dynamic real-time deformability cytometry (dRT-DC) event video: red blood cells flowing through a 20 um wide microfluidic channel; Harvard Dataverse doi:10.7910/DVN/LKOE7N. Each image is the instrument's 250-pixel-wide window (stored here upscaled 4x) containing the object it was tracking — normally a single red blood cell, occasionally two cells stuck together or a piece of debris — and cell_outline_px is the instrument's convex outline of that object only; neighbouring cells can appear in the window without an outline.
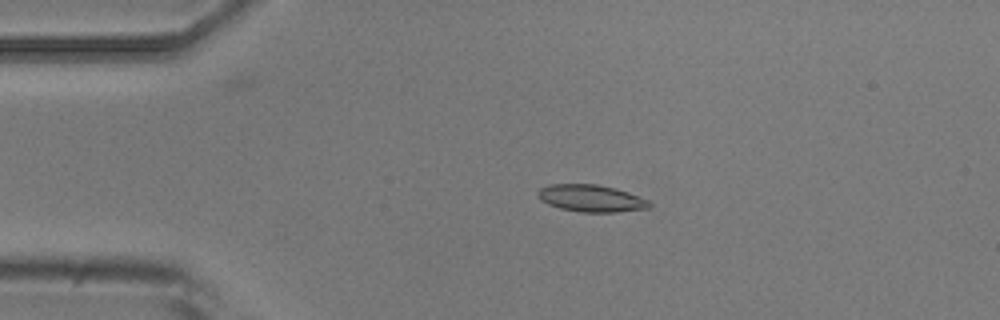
{"species": "common noctule bat (a hibernating species)", "species_latin": "Nyctalus noctula", "temperature_condition": "room temperature", "stored_images_in_passage": 5, "camera_frame_rate_fps": 3000, "um_per_image_px": 0.085, "animal": {"sex": "male", "body_mass_g": 20.5, "forearm_length_mm": 52.5}, "frame": {"image": 1, "passage_image": 4, "time_ms": 3.667, "image_size_px": [1000, 320], "cell_outline_px": [[652, 204], [648, 208], [616, 212], [580, 212], [560, 208], [548, 204], [540, 200], [536, 192], [540, 188], [548, 184], [596, 184], [616, 188], [628, 192], [648, 200]], "centroid_in_image_um": [50.22, 16.85], "position_along_channel_um": 34.8, "area_um2": 17.63}}